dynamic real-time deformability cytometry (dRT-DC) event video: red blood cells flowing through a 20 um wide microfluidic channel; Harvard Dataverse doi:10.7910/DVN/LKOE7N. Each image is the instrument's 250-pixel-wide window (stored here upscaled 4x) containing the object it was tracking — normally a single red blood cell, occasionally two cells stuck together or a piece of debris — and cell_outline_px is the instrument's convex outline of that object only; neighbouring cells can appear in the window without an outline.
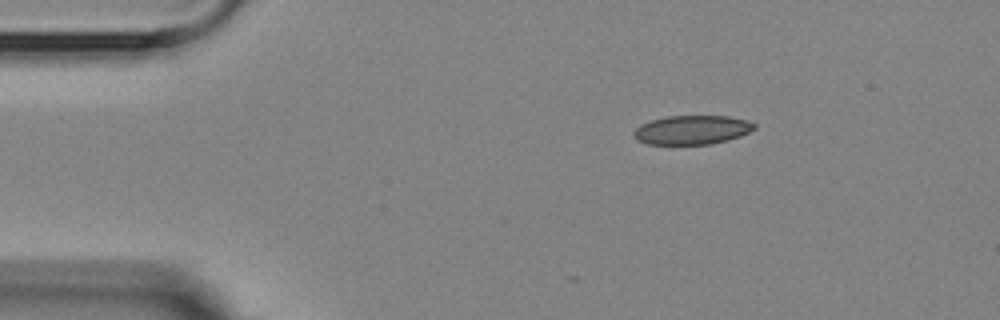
{"species": "Egyptian fruit bat (a non-hibernating species)", "species_latin": "Rousettus aegyptiacus", "temperature_condition": "room temperature", "stored_images_in_passage": 3, "camera_frame_rate_fps": 3000, "um_per_image_px": 0.085, "animal": {"sex": "female"}, "frame": {"image": 1, "passage_image": 1, "time_ms": 0.0, "image_size_px": [1000, 320], "cell_outline_px": [[756, 128], [740, 136], [728, 140], [712, 144], [648, 144], [636, 140], [632, 136], [632, 132], [640, 124], [652, 120], [668, 116], [728, 116], [748, 120], [756, 124]], "centroid_in_image_um": [58.81, 11.04], "position_along_channel_um": 26.2, "area_um2": 20.52}}
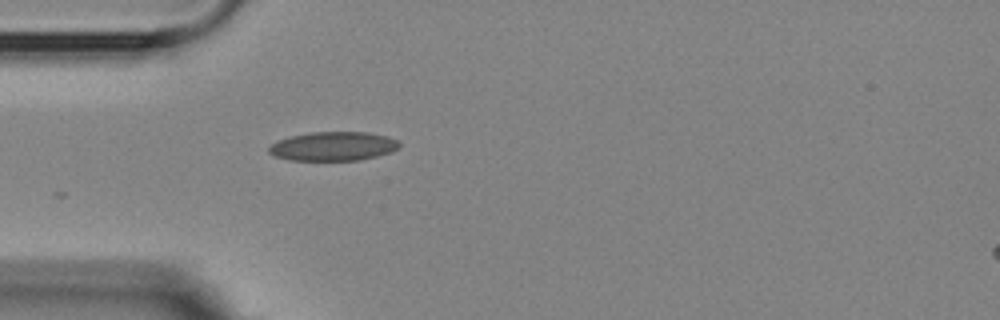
{"frame": {"image": 2, "passage_image": 3, "time_ms": 2.333, "image_size_px": [1000, 320], "cell_outline_px": [[400, 148], [392, 152], [360, 160], [288, 160], [276, 156], [268, 152], [268, 148], [276, 140], [292, 136], [312, 132], [368, 132], [388, 136], [400, 140]], "centroid_in_image_um": [28.37, 12.43], "position_along_channel_um": 56.6, "area_um2": 22.2}}